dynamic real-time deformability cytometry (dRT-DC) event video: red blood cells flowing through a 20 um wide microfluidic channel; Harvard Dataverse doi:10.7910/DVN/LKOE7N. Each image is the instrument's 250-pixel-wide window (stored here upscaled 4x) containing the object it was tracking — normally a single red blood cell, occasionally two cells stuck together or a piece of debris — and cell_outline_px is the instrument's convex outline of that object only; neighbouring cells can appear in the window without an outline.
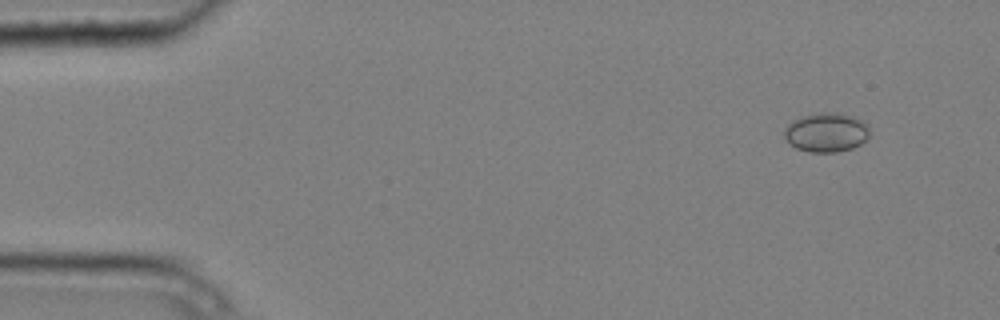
{"species": "common noctule bat (a hibernating species)", "species_latin": "Nyctalus noctula", "temperature_condition": "cold", "stored_images_in_passage": 4, "camera_frame_rate_fps": 3000, "um_per_image_px": 0.085, "animal": {"sex": "male", "body_mass_g": 20.4}, "frame": {"image": 1, "passage_image": 1, "time_ms": 0.0, "image_size_px": [1000, 320], "cell_outline_px": [[868, 136], [860, 144], [852, 148], [836, 152], [808, 152], [796, 148], [788, 144], [784, 136], [784, 128], [792, 120], [804, 116], [820, 112], [836, 112], [856, 116], [864, 120], [868, 124]], "centroid_in_image_um": [70.23, 11.24], "position_along_channel_um": 14.8, "area_um2": 19.77}}
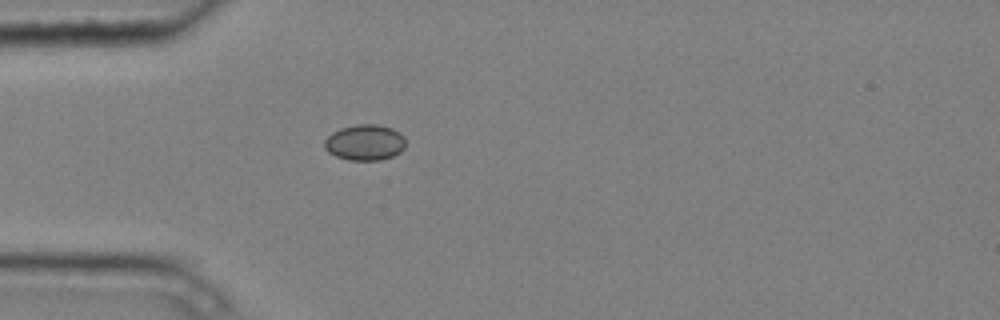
{"frame": {"image": 2, "passage_image": 4, "time_ms": 1.0, "image_size_px": [1000, 320], "cell_outline_px": [[404, 148], [400, 152], [392, 156], [380, 160], [348, 160], [336, 156], [328, 152], [324, 148], [324, 140], [332, 132], [340, 128], [356, 124], [376, 124], [392, 128], [400, 132], [404, 136]], "centroid_in_image_um": [31.0, 12.1], "position_along_channel_um": 54.0, "area_um2": 17.05}}